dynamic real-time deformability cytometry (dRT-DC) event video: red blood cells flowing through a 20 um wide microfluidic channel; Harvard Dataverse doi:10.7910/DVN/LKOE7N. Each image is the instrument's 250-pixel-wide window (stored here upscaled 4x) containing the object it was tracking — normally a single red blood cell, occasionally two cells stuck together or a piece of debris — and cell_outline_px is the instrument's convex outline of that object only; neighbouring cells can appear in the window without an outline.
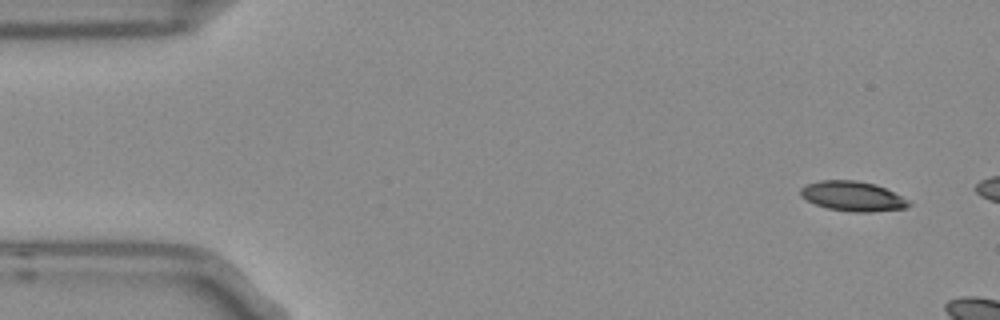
{"species": "Egyptian fruit bat (a non-hibernating species)", "species_latin": "Rousettus aegyptiacus", "temperature_condition": "room temperature", "stored_images_in_passage": 2, "camera_frame_rate_fps": 3000, "um_per_image_px": 0.085, "frame": {"image": 1, "passage_image": 1, "time_ms": 0.0, "image_size_px": [1000, 320], "cell_outline_px": [[912, 204], [908, 208], [872, 212], [852, 212], [828, 208], [816, 204], [800, 196], [800, 188], [804, 184], [820, 180], [856, 180], [876, 184], [908, 200]], "centroid_in_image_um": [72.47, 16.67], "position_along_channel_um": 12.5, "area_um2": 18.84}}